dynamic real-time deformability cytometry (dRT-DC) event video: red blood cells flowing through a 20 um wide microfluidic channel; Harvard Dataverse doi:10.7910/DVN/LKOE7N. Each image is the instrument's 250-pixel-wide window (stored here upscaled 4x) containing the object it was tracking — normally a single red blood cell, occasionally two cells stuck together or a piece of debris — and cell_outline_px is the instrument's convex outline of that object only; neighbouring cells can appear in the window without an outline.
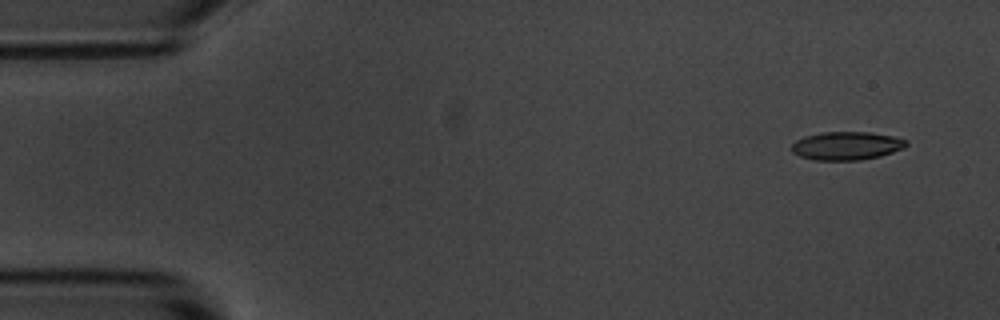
{"species": "common noctule bat (a hibernating species)", "species_latin": "Nyctalus noctula", "temperature_condition": "room temperature", "stored_images_in_passage": 4, "camera_frame_rate_fps": 3000, "um_per_image_px": 0.085, "animal": {"sex": "male", "body_mass_g": 20.1, "forearm_length_mm": 53.5}, "frame": {"image": 1, "passage_image": 1, "time_ms": 0.0, "image_size_px": [1000, 320], "cell_outline_px": [[908, 144], [904, 148], [880, 156], [860, 160], [816, 160], [800, 156], [792, 152], [792, 144], [796, 140], [804, 136], [820, 132], [868, 132], [892, 136], [908, 140]], "centroid_in_image_um": [71.96, 12.39], "position_along_channel_um": 13.0, "area_um2": 18.9}}
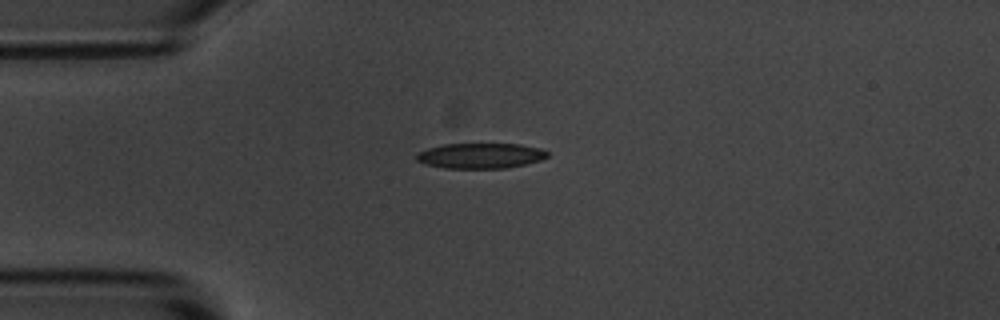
{"frame": {"image": 2, "passage_image": 4, "time_ms": 3.333, "image_size_px": [1000, 320], "cell_outline_px": [[548, 156], [540, 160], [508, 168], [444, 168], [424, 164], [416, 160], [416, 152], [428, 148], [444, 144], [520, 144], [540, 148], [548, 152]], "centroid_in_image_um": [40.81, 13.24], "position_along_channel_um": 44.2, "area_um2": 19.36}}